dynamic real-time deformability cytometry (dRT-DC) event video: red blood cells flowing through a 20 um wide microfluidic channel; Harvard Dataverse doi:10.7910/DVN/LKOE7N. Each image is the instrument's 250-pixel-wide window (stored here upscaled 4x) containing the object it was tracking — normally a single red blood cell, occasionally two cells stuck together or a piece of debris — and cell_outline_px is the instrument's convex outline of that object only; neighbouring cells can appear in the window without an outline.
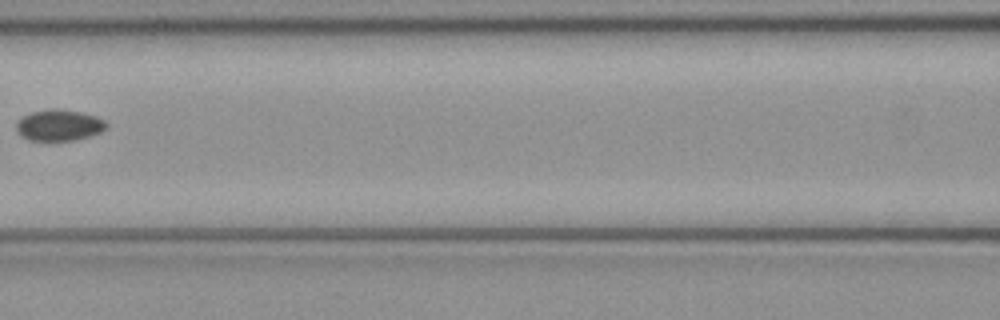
{"species": "common noctule bat (a hibernating species)", "species_latin": "Nyctalus noctula", "temperature_condition": "cold", "stored_images_in_passage": 4, "camera_frame_rate_fps": 3000, "um_per_image_px": 0.085, "animal": {"sex": "female", "body_mass_g": 21.9}, "frame": {"image": 1, "passage_image": 4, "time_ms": 1.0, "image_size_px": [1000, 320], "cell_outline_px": [[108, 128], [100, 132], [88, 136], [72, 140], [28, 140], [20, 136], [16, 132], [16, 124], [24, 116], [32, 112], [48, 108], [60, 108], [84, 112], [96, 116], [104, 120], [108, 124]], "centroid_in_image_um": [5.03, 10.62], "position_along_channel_um": 161.6, "area_um2": 16.53}}